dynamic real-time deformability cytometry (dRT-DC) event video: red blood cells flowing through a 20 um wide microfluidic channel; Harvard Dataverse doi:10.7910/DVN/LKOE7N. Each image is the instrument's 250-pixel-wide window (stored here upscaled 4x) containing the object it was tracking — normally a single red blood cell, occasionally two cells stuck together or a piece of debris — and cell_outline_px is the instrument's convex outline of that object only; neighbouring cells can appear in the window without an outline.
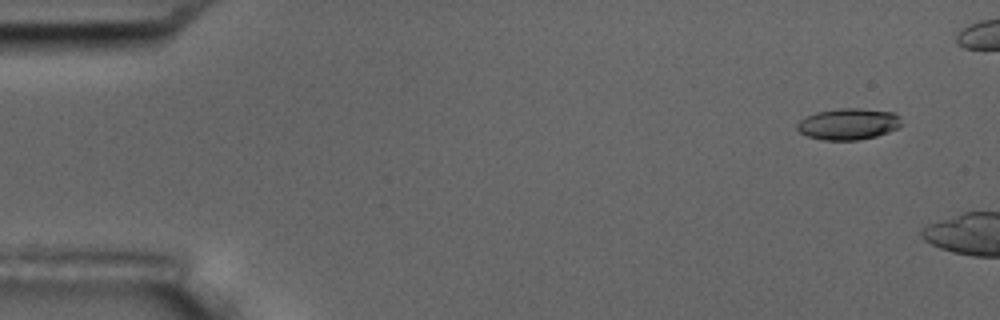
{"species": "common noctule bat (a hibernating species)", "species_latin": "Nyctalus noctula", "temperature_condition": "room temperature", "stored_images_in_passage": 5, "camera_frame_rate_fps": 3000, "um_per_image_px": 0.085, "animal": {"sex": "male", "body_mass_g": 17.5, "forearm_length_mm": 52.3}, "frame": {"image": 1, "passage_image": 1, "time_ms": 0.0, "image_size_px": [1000, 320], "cell_outline_px": [[904, 124], [888, 132], [876, 136], [856, 140], [824, 140], [808, 136], [800, 132], [796, 128], [796, 124], [800, 120], [816, 112], [840, 108], [860, 108], [892, 112], [900, 116]], "centroid_in_image_um": [72.13, 10.53], "position_along_channel_um": 12.9, "area_um2": 19.07}}